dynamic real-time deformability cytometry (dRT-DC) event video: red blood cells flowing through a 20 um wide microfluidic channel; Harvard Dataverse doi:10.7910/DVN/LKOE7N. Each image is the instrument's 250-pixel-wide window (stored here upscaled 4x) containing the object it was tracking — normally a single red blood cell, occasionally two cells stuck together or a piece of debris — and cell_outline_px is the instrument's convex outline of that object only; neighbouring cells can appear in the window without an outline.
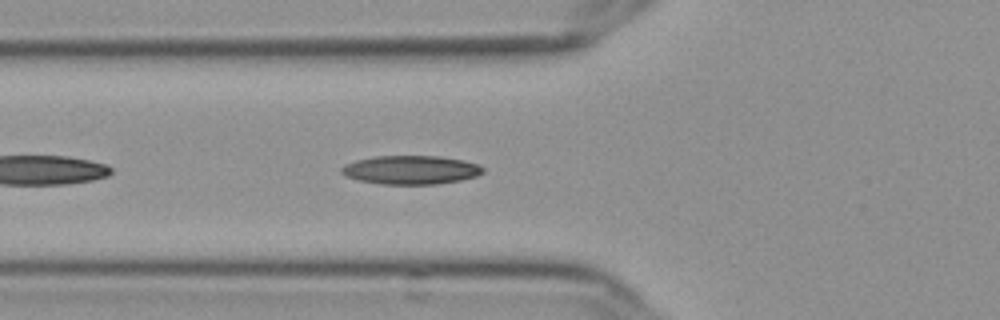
{"species": "Egyptian fruit bat (a non-hibernating species)", "species_latin": "Rousettus aegyptiacus", "temperature_condition": "cold", "stored_images_in_passage": 39, "camera_frame_rate_fps": 3000, "um_per_image_px": 0.085, "frame": {"image": 1, "passage_image": 5, "time_ms": 1.333, "image_size_px": [1000, 320], "cell_outline_px": [[484, 172], [476, 176], [460, 180], [436, 184], [380, 184], [360, 180], [348, 176], [340, 172], [340, 168], [344, 164], [356, 160], [376, 156], [440, 156], [464, 160], [480, 164], [484, 168]], "centroid_in_image_um": [34.95, 14.43], "position_along_channel_um": 90.9, "area_um2": 23.7}}
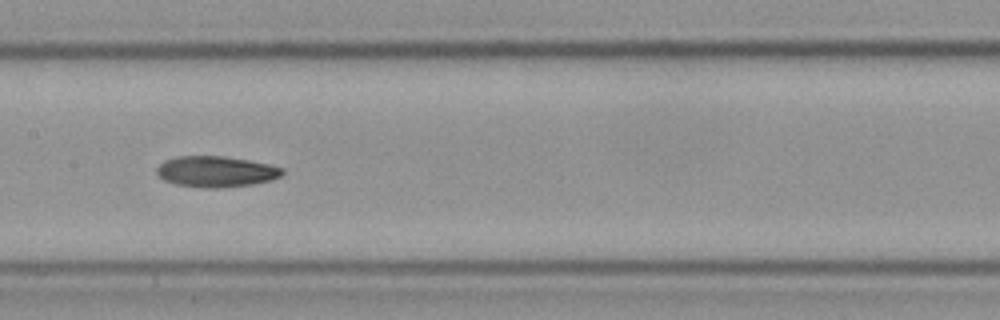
{"frame": {"image": 2, "passage_image": 13, "time_ms": 4.0, "image_size_px": [1000, 320], "cell_outline_px": [[284, 172], [280, 176], [272, 180], [252, 184], [220, 188], [200, 188], [176, 184], [164, 180], [156, 172], [156, 168], [164, 160], [176, 156], [224, 156], [248, 160], [268, 164], [284, 168]], "centroid_in_image_um": [18.35, 14.58], "position_along_channel_um": 189.0, "area_um2": 22.72}}
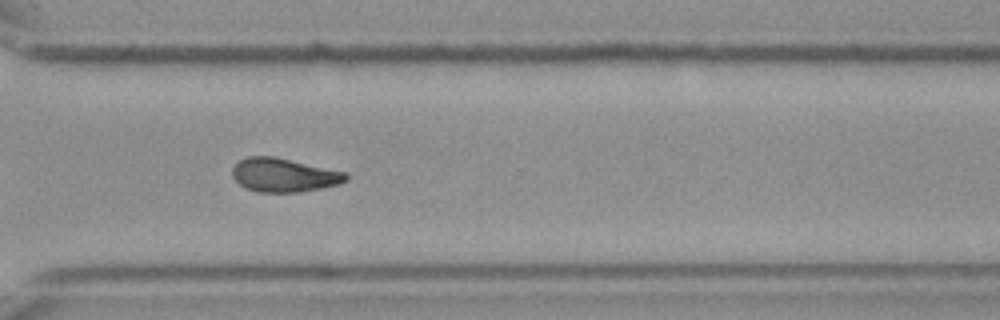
{"frame": {"image": 3, "passage_image": 26, "time_ms": 8.333, "image_size_px": [1000, 320], "cell_outline_px": [[348, 180], [340, 184], [300, 192], [256, 192], [244, 188], [232, 176], [232, 168], [240, 160], [248, 156], [272, 156], [348, 172]], "centroid_in_image_um": [24.15, 14.88], "position_along_channel_um": 346.5, "area_um2": 22.43}, "authors_computed_cell_mechanics": {"area_um2": 22.4264, "velocity_mm_per_s": 3.6438, "shape_relaxation_time_tau1_ms": null, "shape_relaxation_time_tau2_ms": 11.0253, "deformation_change_tau1": null, "deformation_change_tau2": 0.2016}}